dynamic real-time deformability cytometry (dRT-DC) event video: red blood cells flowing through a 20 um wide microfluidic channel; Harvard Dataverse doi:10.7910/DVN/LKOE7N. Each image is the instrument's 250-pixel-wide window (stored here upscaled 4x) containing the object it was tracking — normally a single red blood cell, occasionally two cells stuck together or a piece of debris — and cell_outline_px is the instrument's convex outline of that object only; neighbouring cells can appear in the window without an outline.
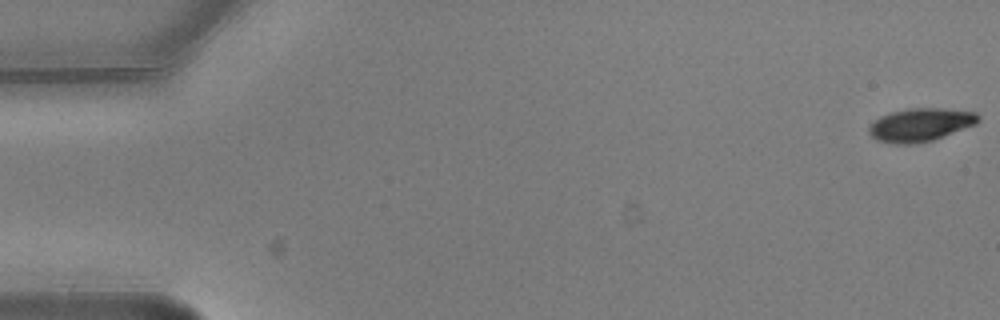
{"species": "common noctule bat (a hibernating species)", "species_latin": "Nyctalus noctula", "temperature_condition": "warm", "stored_images_in_passage": 4, "camera_frame_rate_fps": 3000, "um_per_image_px": 0.085, "animal": {"sex": "male", "body_mass_g": 20.5, "forearm_length_mm": 52.5}, "frame": {"image": 1, "passage_image": 1, "time_ms": 0.0, "image_size_px": [1000, 320], "cell_outline_px": [[980, 120], [976, 124], [932, 140], [912, 144], [896, 144], [876, 140], [868, 132], [868, 128], [880, 116], [892, 112], [908, 108], [944, 108], [976, 112], [980, 116]], "centroid_in_image_um": [78.25, 10.6], "position_along_channel_um": 6.8, "area_um2": 21.04}}